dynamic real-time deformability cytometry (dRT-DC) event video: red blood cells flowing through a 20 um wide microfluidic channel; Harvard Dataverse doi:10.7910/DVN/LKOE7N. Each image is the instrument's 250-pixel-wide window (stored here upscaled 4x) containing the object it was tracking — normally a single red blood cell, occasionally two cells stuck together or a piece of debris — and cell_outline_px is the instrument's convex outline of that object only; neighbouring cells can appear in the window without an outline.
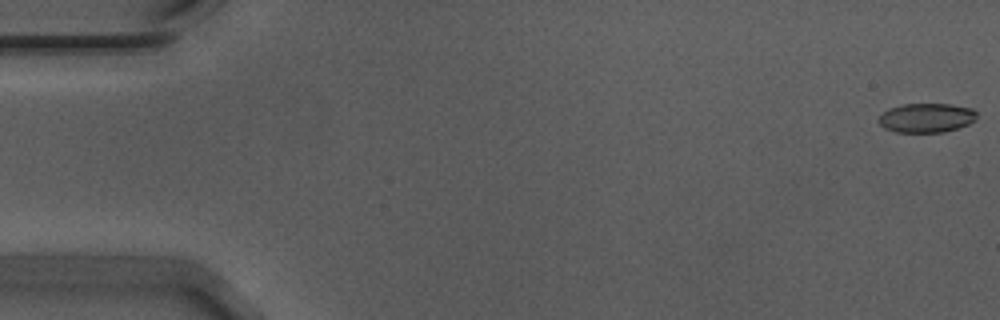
{"species": "Egyptian fruit bat (a non-hibernating species)", "species_latin": "Rousettus aegyptiacus", "temperature_condition": "warm", "stored_images_in_passage": 56, "camera_frame_rate_fps": 3000, "um_per_image_px": 0.085, "animal": {"sex": "male"}, "frame": {"image": 1, "passage_image": 1, "time_ms": 0.0, "image_size_px": [1000, 320], "cell_outline_px": [[976, 120], [968, 124], [944, 132], [896, 132], [884, 128], [876, 120], [888, 108], [900, 104], [948, 104], [972, 108], [976, 112]], "centroid_in_image_um": [78.72, 10.01], "position_along_channel_um": 6.3, "area_um2": 16.76}}
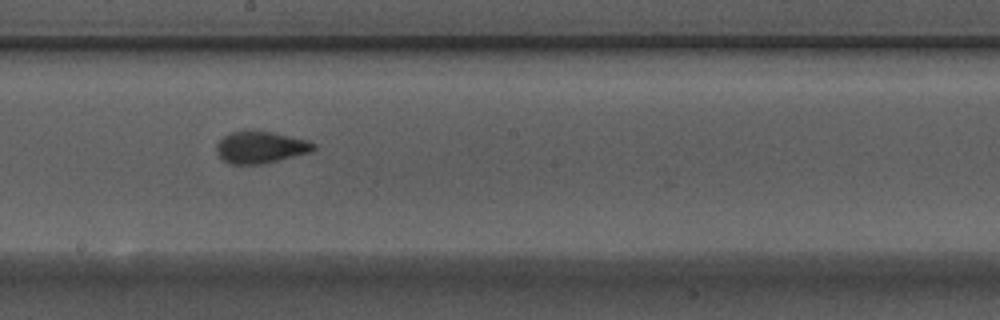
{"frame": {"image": 2, "passage_image": 31, "time_ms": 10.0, "image_size_px": [1000, 320], "cell_outline_px": [[316, 148], [312, 152], [264, 164], [228, 164], [216, 152], [216, 144], [224, 136], [232, 132], [272, 132], [308, 140], [316, 144]], "centroid_in_image_um": [22.18, 12.54], "position_along_channel_um": 226.0, "area_um2": 17.92}}
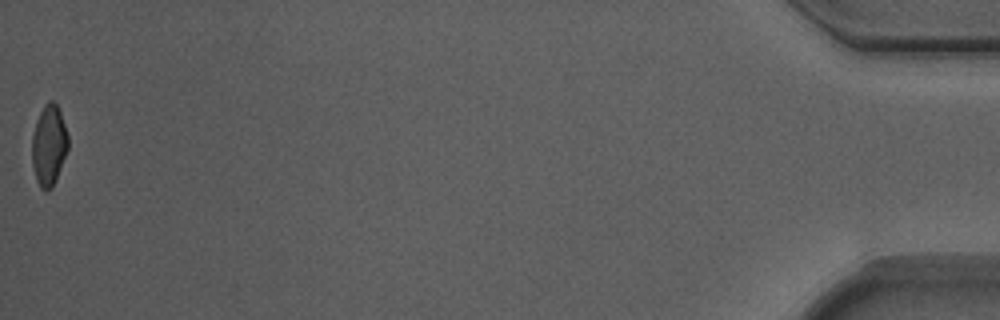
{"frame": {"image": 3, "passage_image": 56, "time_ms": 18.333, "image_size_px": [1000, 320], "cell_outline_px": [[68, 148], [56, 180], [52, 188], [44, 192], [40, 188], [36, 180], [32, 164], [32, 136], [36, 120], [44, 104], [48, 100], [52, 100], [56, 104], [60, 112], [68, 136]], "centroid_in_image_um": [4.14, 12.37], "position_along_channel_um": 431.1, "area_um2": 17.05}, "authors_computed_cell_mechanics": {"area_um2": 17.8602, "velocity_mm_per_s": 3.7154, "shape_relaxation_time_tau1_ms": 3.7321, "shape_relaxation_time_tau2_ms": 1.2267, "deformation_change_tau1": 0.149, "deformation_change_tau2": 0.079}}